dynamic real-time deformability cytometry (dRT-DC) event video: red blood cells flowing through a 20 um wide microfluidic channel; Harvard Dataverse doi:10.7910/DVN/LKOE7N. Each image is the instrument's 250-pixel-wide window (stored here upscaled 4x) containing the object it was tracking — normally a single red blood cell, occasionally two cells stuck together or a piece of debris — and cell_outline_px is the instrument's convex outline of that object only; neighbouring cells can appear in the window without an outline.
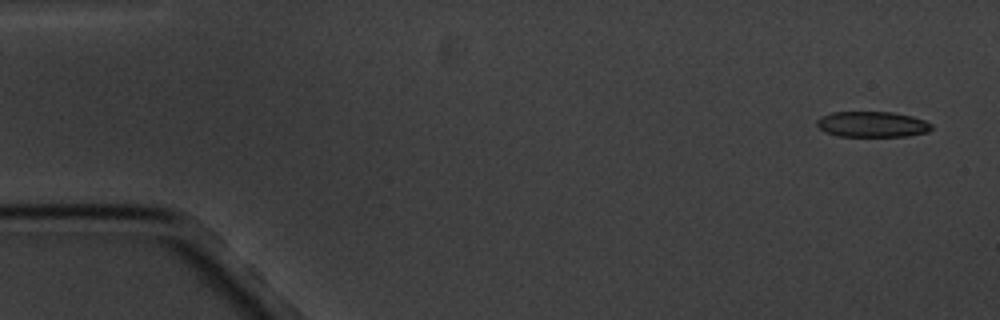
{"species": "common noctule bat (a hibernating species)", "species_latin": "Nyctalus noctula", "temperature_condition": "cold", "stored_images_in_passage": 5, "camera_frame_rate_fps": 3000, "um_per_image_px": 0.085, "animal": {"sex": "male", "body_mass_g": 20.1, "forearm_length_mm": 53.5}, "frame": {"image": 1, "passage_image": 1, "time_ms": 0.0, "image_size_px": [1000, 320], "cell_outline_px": [[932, 128], [928, 132], [908, 136], [840, 136], [824, 132], [816, 124], [816, 120], [820, 116], [832, 112], [892, 112], [912, 116], [924, 120], [932, 124]], "centroid_in_image_um": [74.13, 10.56], "position_along_channel_um": 10.9, "area_um2": 17.22}}